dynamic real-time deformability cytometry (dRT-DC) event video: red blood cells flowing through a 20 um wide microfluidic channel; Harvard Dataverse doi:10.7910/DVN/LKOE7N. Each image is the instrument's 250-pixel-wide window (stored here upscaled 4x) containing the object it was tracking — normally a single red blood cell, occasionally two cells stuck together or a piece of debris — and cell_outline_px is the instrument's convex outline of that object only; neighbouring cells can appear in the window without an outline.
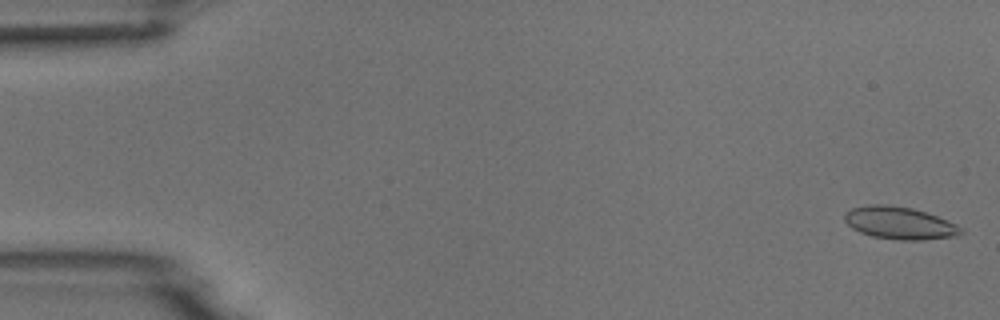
{"species": "common noctule bat (a hibernating species)", "species_latin": "Nyctalus noctula", "temperature_condition": "room temperature", "stored_images_in_passage": 8, "camera_frame_rate_fps": 3000, "um_per_image_px": 0.085, "animal": {"sex": "male", "body_mass_g": 18.8}, "frame": {"image": 1, "passage_image": 1, "time_ms": 0.0, "image_size_px": [1000, 320], "cell_outline_px": [[964, 232], [956, 236], [924, 240], [900, 240], [872, 236], [860, 232], [852, 228], [844, 220], [844, 212], [852, 208], [868, 204], [884, 204], [912, 208], [936, 216], [956, 224], [964, 228]], "centroid_in_image_um": [76.46, 18.96], "position_along_channel_um": 8.5, "area_um2": 22.02}}
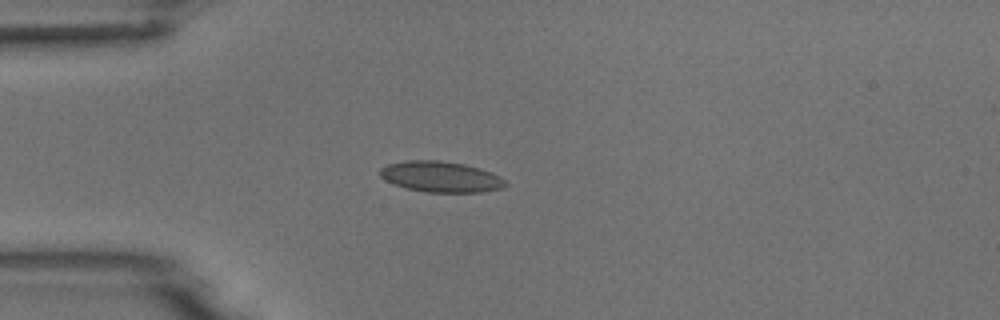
{"frame": {"image": 2, "passage_image": 4, "time_ms": 4.333, "image_size_px": [1000, 320], "cell_outline_px": [[508, 184], [504, 188], [484, 192], [428, 192], [408, 188], [392, 184], [384, 180], [380, 176], [380, 168], [388, 164], [404, 160], [440, 160], [464, 164], [480, 168], [492, 172], [500, 176]], "centroid_in_image_um": [37.48, 15.02], "position_along_channel_um": 47.5, "area_um2": 22.72}}